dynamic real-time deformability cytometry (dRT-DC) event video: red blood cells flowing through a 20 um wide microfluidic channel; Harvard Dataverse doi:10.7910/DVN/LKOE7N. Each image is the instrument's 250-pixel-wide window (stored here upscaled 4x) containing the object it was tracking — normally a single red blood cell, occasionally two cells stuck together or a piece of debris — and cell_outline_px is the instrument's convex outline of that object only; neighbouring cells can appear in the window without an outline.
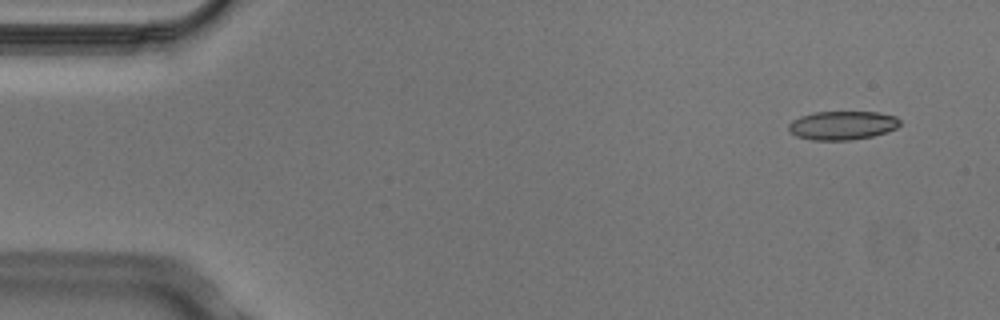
{"species": "Egyptian fruit bat (a non-hibernating species)", "species_latin": "Rousettus aegyptiacus", "temperature_condition": "cold", "stored_images_in_passage": 5, "segment_of_instrument_passage": [2, 2], "camera_frame_rate_fps": 3000, "um_per_image_px": 0.085, "animal": {"sex": "male"}, "frame": {"image": 1, "passage_image": 5, "time_ms": 1.333, "image_size_px": [1000, 320], "cell_outline_px": [[900, 124], [896, 128], [872, 136], [852, 140], [812, 140], [796, 136], [788, 128], [788, 124], [792, 120], [800, 116], [812, 112], [880, 112], [896, 116], [900, 120]], "centroid_in_image_um": [71.59, 10.65], "position_along_channel_um": 13.4, "area_um2": 18.67}}